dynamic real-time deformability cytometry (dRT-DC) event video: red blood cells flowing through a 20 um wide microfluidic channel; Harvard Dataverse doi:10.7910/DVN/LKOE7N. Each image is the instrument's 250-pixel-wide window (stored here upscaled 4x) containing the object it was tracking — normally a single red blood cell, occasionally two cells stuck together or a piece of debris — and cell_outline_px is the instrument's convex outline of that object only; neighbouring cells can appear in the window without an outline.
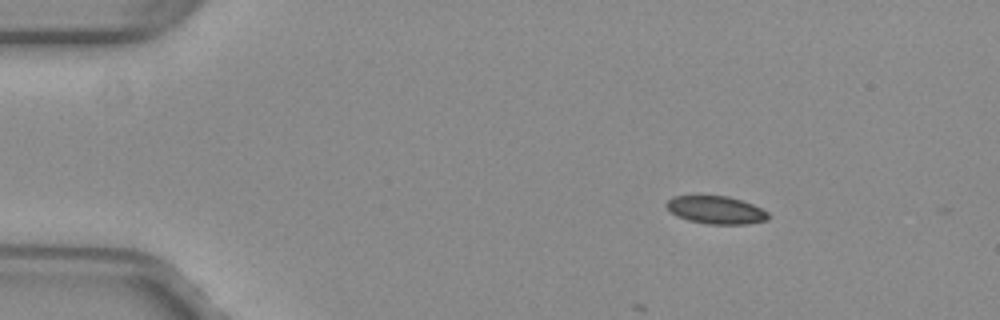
{"species": "common noctule bat (a hibernating species)", "species_latin": "Nyctalus noctula", "temperature_condition": "warm", "stored_images_in_passage": 6, "camera_frame_rate_fps": 3000, "um_per_image_px": 0.085, "animal": {"sex": "female", "body_mass_g": 29.2, "forearm_length_mm": 56.3}, "frame": {"image": 1, "passage_image": 2, "time_ms": 0.333, "image_size_px": [1000, 320], "cell_outline_px": [[768, 220], [744, 224], [708, 224], [688, 220], [676, 216], [664, 204], [672, 196], [728, 196], [752, 204], [768, 212]], "centroid_in_image_um": [60.84, 17.85], "position_along_channel_um": 24.2, "area_um2": 16.36}}